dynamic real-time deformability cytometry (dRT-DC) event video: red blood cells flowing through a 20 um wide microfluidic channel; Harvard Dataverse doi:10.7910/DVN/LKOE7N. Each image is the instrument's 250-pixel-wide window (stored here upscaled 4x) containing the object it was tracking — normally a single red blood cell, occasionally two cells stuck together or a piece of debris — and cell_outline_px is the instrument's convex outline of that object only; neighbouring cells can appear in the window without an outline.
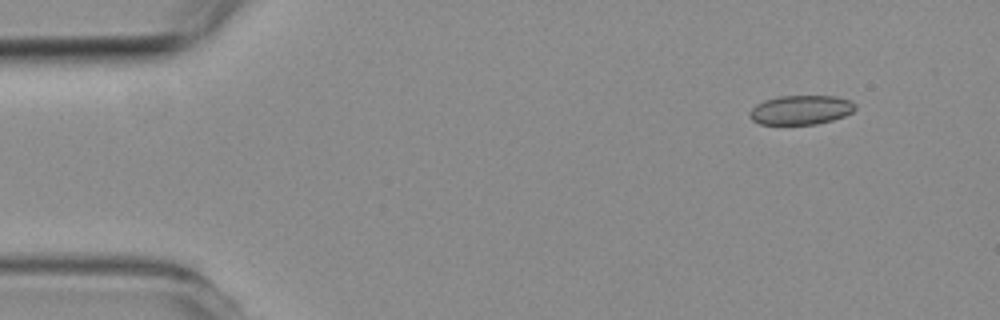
{"species": "common noctule bat (a hibernating species)", "species_latin": "Nyctalus noctula", "temperature_condition": "room temperature", "stored_images_in_passage": 5, "camera_frame_rate_fps": 3000, "um_per_image_px": 0.085, "animal": {"sex": "female", "body_mass_g": 19.3, "forearm_length_mm": 54.1}, "frame": {"image": 1, "passage_image": 2, "time_ms": 1.333, "image_size_px": [1000, 320], "cell_outline_px": [[856, 108], [852, 112], [844, 116], [832, 120], [816, 124], [760, 124], [752, 120], [748, 116], [748, 112], [756, 104], [764, 100], [780, 96], [836, 96], [852, 100], [856, 104]], "centroid_in_image_um": [68.08, 9.34], "position_along_channel_um": 16.9, "area_um2": 18.15}}
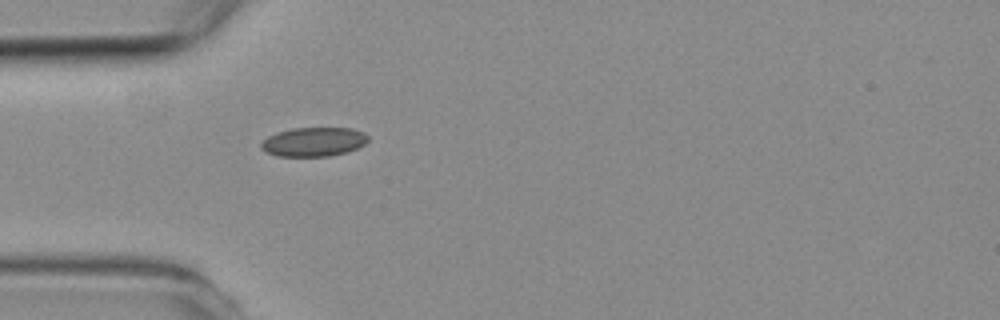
{"frame": {"image": 2, "passage_image": 5, "time_ms": 4.667, "image_size_px": [1000, 320], "cell_outline_px": [[368, 140], [364, 144], [348, 152], [328, 156], [276, 156], [260, 148], [260, 144], [268, 136], [276, 132], [292, 128], [352, 128], [364, 132], [368, 136]], "centroid_in_image_um": [26.66, 12.05], "position_along_channel_um": 58.3, "area_um2": 18.15}}